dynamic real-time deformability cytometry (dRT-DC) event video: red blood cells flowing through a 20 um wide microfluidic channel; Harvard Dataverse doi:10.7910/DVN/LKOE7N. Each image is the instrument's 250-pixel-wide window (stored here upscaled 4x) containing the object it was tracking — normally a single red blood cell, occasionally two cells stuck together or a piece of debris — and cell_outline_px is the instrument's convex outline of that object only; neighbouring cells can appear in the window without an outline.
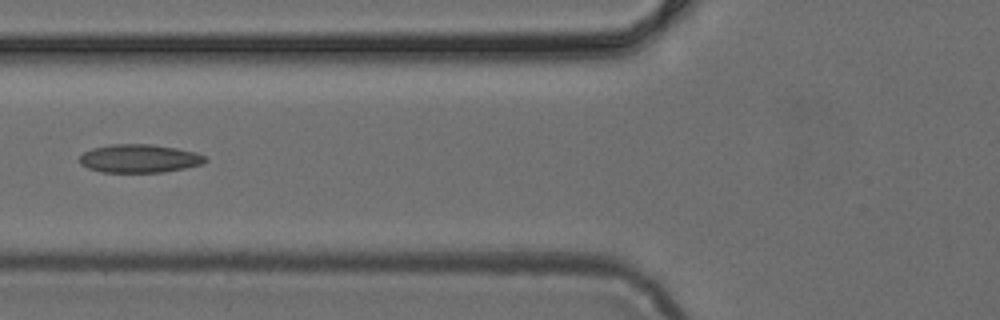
{"species": "common noctule bat (a hibernating species)", "species_latin": "Nyctalus noctula", "temperature_condition": "cold", "stored_images_in_passage": 5, "camera_frame_rate_fps": 3000, "um_per_image_px": 0.085, "animal": {"sex": "female", "body_mass_g": 24.6, "forearm_length_mm": 56.2}, "frame": {"image": 1, "passage_image": 5, "time_ms": 1.333, "image_size_px": [1000, 320], "cell_outline_px": [[208, 160], [204, 164], [164, 172], [100, 172], [88, 168], [80, 164], [76, 160], [84, 152], [92, 148], [112, 144], [152, 144], [176, 148], [196, 152], [204, 156]], "centroid_in_image_um": [11.82, 13.47], "position_along_channel_um": 114.0, "area_um2": 20.92}}